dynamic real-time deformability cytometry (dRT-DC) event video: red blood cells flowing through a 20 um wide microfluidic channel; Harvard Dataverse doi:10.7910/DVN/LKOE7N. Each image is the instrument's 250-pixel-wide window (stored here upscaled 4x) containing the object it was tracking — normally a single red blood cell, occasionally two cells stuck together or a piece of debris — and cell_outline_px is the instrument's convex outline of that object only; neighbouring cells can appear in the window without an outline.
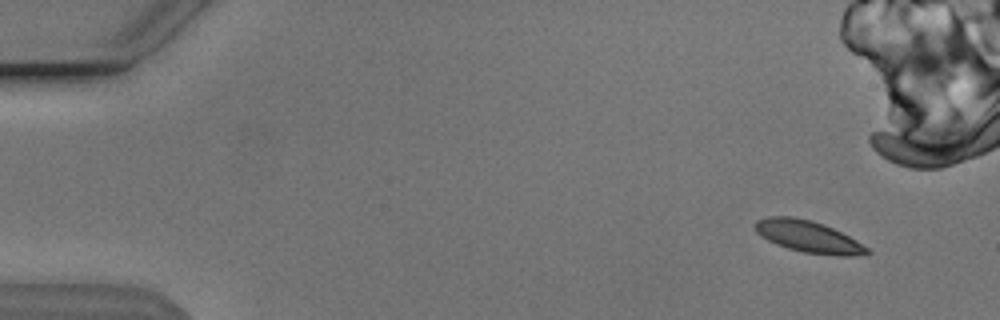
{"species": "Egyptian fruit bat (a non-hibernating species)", "species_latin": "Rousettus aegyptiacus", "temperature_condition": "cold", "stored_images_in_passage": 9, "camera_frame_rate_fps": 3000, "um_per_image_px": 0.085, "animal": {"sex": "male"}, "frame": {"image": 1, "passage_image": 1, "time_ms": 0.0, "image_size_px": [1000, 320], "cell_outline_px": [[872, 252], [856, 256], [840, 256], [804, 252], [788, 248], [776, 244], [760, 236], [756, 232], [752, 224], [756, 220], [768, 216], [792, 216], [812, 220], [824, 224], [856, 240], [868, 248]], "centroid_in_image_um": [68.66, 20.09], "position_along_channel_um": 16.3, "area_um2": 20.81}}